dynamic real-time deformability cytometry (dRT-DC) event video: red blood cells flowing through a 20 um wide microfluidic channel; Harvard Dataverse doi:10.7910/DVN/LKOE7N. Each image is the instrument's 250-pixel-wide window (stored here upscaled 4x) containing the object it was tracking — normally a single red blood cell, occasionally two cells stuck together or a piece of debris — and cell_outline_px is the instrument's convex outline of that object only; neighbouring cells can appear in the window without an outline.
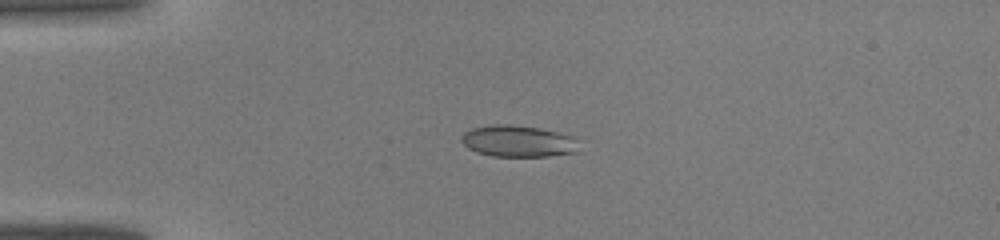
{"species": "common noctule bat (a hibernating species)", "species_latin": "Nyctalus noctula", "temperature_condition": "warm", "stored_images_in_passage": 32, "camera_frame_rate_fps": 3000, "um_per_image_px": 0.085, "animal": {"sex": "male", "body_mass_g": 19.0, "forearm_length_mm": 50.8}, "frame": {"image": 1, "passage_image": 4, "time_ms": 1.0, "image_size_px": [1000, 240], "cell_outline_px": [[580, 152], [548, 156], [492, 156], [476, 152], [468, 148], [460, 140], [464, 132], [472, 128], [492, 124], [512, 124], [540, 128], [560, 132], [576, 136]], "centroid_in_image_um": [44.09, 11.99], "position_along_channel_um": 40.9, "area_um2": 22.02}}
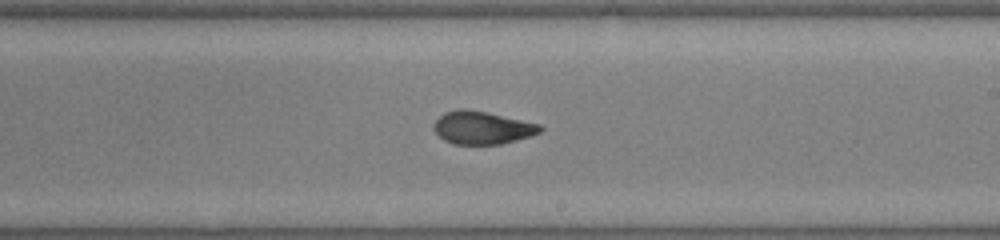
{"frame": {"image": 2, "passage_image": 19, "time_ms": 6.0, "image_size_px": [1000, 240], "cell_outline_px": [[544, 128], [540, 132], [516, 140], [500, 144], [456, 144], [444, 140], [432, 128], [436, 120], [444, 112], [460, 108], [464, 108], [488, 112], [540, 124]], "centroid_in_image_um": [40.98, 10.84], "position_along_channel_um": 248.0, "area_um2": 20.29}}
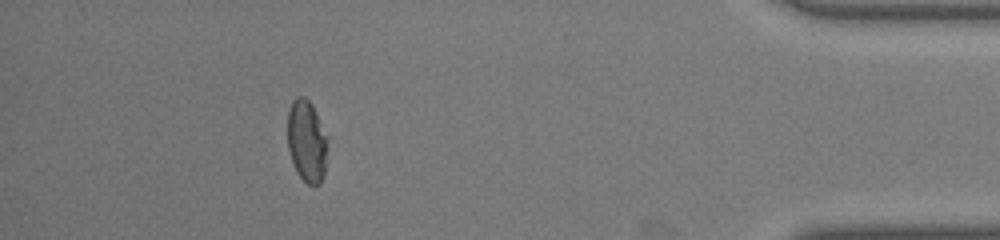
{"frame": {"image": 3, "passage_image": 32, "time_ms": 10.333, "image_size_px": [1000, 240], "cell_outline_px": [[328, 140], [324, 176], [320, 184], [312, 188], [296, 172], [288, 148], [288, 108], [292, 100], [296, 96], [304, 96], [312, 104], [328, 136]], "centroid_in_image_um": [26.09, 12.0], "position_along_channel_um": 409.1, "area_um2": 19.54}}